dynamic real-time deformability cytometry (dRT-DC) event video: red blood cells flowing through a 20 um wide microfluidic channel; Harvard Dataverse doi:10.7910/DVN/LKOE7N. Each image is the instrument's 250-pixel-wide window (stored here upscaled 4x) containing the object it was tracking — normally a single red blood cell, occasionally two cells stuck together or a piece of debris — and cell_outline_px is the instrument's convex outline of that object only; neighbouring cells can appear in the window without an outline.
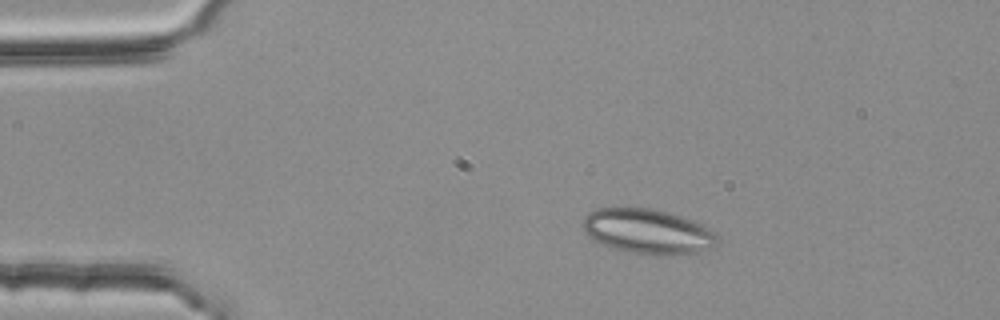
{"species": "common noctule bat (a hibernating species)", "species_latin": "Nyctalus noctula", "temperature_condition": "room temperature", "stored_images_in_passage": 43, "camera_frame_rate_fps": 3000, "um_per_image_px": 0.085, "animal": {"sex": "female", "body_mass_g": 25.1}, "frame": {"image": 1, "passage_image": 1, "time_ms": 0.0, "image_size_px": [1000, 320], "cell_outline_px": [[720, 244], [712, 248], [696, 252], [660, 256], [628, 252], [612, 248], [588, 236], [584, 232], [580, 224], [584, 216], [588, 212], [596, 208], [652, 208], [668, 212], [692, 220], [716, 232], [720, 240]], "centroid_in_image_um": [55.06, 19.67], "position_along_channel_um": 29.9, "area_um2": 35.55}}
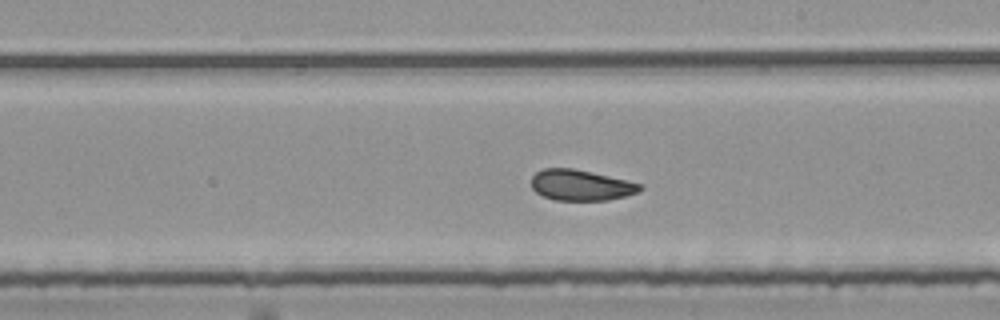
{"frame": {"image": 2, "passage_image": 22, "time_ms": 7.0, "image_size_px": [1000, 320], "cell_outline_px": [[644, 188], [636, 192], [624, 196], [608, 200], [556, 200], [544, 196], [536, 192], [532, 188], [532, 176], [536, 172], [544, 168], [572, 168], [608, 176], [640, 184]], "centroid_in_image_um": [49.33, 15.74], "position_along_channel_um": 239.7, "area_um2": 19.13}}
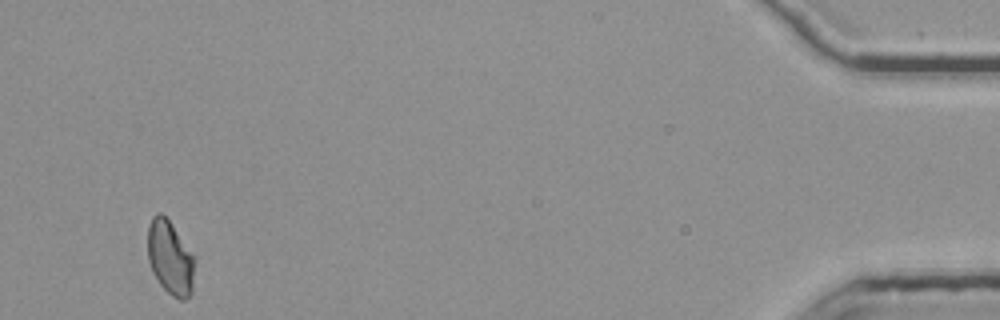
{"frame": {"image": 3, "passage_image": 43, "time_ms": 14.0, "image_size_px": [1000, 320], "cell_outline_px": [[196, 260], [192, 292], [184, 300], [180, 300], [172, 296], [160, 284], [152, 272], [148, 260], [148, 228], [152, 216], [156, 212], [160, 212], [168, 220], [196, 256]], "centroid_in_image_um": [14.49, 21.92], "position_along_channel_um": 420.7, "area_um2": 20.52}, "authors_computed_cell_mechanics": {"area_um2": 19.8832, "velocity_mm_per_s": 3.7689, "shape_relaxation_time_tau1_ms": null, "shape_relaxation_time_tau2_ms": 1.3969, "deformation_change_tau1": null, "deformation_change_tau2": 0.0703}}